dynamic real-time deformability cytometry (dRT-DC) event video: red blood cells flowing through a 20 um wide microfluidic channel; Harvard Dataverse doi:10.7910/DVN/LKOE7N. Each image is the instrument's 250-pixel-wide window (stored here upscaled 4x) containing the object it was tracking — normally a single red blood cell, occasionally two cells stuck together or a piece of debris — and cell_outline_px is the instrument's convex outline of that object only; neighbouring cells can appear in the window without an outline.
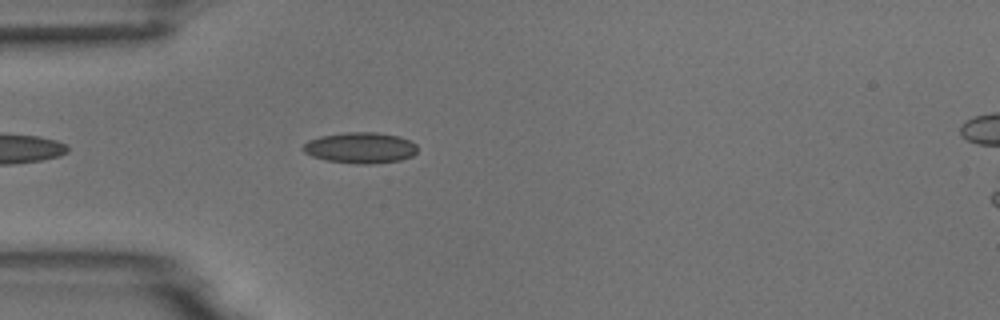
{"species": "common noctule bat (a hibernating species)", "species_latin": "Nyctalus noctula", "temperature_condition": "room temperature", "stored_images_in_passage": 3, "camera_frame_rate_fps": 3000, "um_per_image_px": 0.085, "animal": {"sex": "male", "body_mass_g": 18.8}, "frame": {"image": 1, "passage_image": 3, "time_ms": 0.667, "image_size_px": [1000, 320], "cell_outline_px": [[416, 152], [412, 156], [400, 160], [376, 164], [356, 164], [324, 160], [312, 156], [304, 152], [300, 148], [308, 140], [320, 136], [344, 132], [376, 132], [400, 136], [416, 144]], "centroid_in_image_um": [30.6, 12.56], "position_along_channel_um": 54.4, "area_um2": 20.87}}